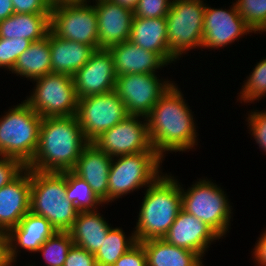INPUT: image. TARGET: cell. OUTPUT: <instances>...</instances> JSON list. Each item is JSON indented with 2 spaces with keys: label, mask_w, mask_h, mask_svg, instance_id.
Instances as JSON below:
<instances>
[{
  "label": "cell",
  "mask_w": 266,
  "mask_h": 266,
  "mask_svg": "<svg viewBox=\"0 0 266 266\" xmlns=\"http://www.w3.org/2000/svg\"><path fill=\"white\" fill-rule=\"evenodd\" d=\"M50 28L59 38L98 49V18L94 5L77 2L52 6Z\"/></svg>",
  "instance_id": "cell-10"
},
{
  "label": "cell",
  "mask_w": 266,
  "mask_h": 266,
  "mask_svg": "<svg viewBox=\"0 0 266 266\" xmlns=\"http://www.w3.org/2000/svg\"><path fill=\"white\" fill-rule=\"evenodd\" d=\"M0 118V156L12 157L27 166L36 153L42 117L25 101Z\"/></svg>",
  "instance_id": "cell-5"
},
{
  "label": "cell",
  "mask_w": 266,
  "mask_h": 266,
  "mask_svg": "<svg viewBox=\"0 0 266 266\" xmlns=\"http://www.w3.org/2000/svg\"><path fill=\"white\" fill-rule=\"evenodd\" d=\"M220 238L206 223L183 209L163 237L167 243L195 252L201 257H204L210 244Z\"/></svg>",
  "instance_id": "cell-17"
},
{
  "label": "cell",
  "mask_w": 266,
  "mask_h": 266,
  "mask_svg": "<svg viewBox=\"0 0 266 266\" xmlns=\"http://www.w3.org/2000/svg\"><path fill=\"white\" fill-rule=\"evenodd\" d=\"M191 111L178 86L173 83L146 116L151 145L162 159L166 151L185 152L197 145Z\"/></svg>",
  "instance_id": "cell-1"
},
{
  "label": "cell",
  "mask_w": 266,
  "mask_h": 266,
  "mask_svg": "<svg viewBox=\"0 0 266 266\" xmlns=\"http://www.w3.org/2000/svg\"><path fill=\"white\" fill-rule=\"evenodd\" d=\"M26 166L18 159L0 156V189L15 180Z\"/></svg>",
  "instance_id": "cell-36"
},
{
  "label": "cell",
  "mask_w": 266,
  "mask_h": 266,
  "mask_svg": "<svg viewBox=\"0 0 266 266\" xmlns=\"http://www.w3.org/2000/svg\"><path fill=\"white\" fill-rule=\"evenodd\" d=\"M32 42L24 38L6 39L0 37V68L11 71L17 58L30 47Z\"/></svg>",
  "instance_id": "cell-33"
},
{
  "label": "cell",
  "mask_w": 266,
  "mask_h": 266,
  "mask_svg": "<svg viewBox=\"0 0 266 266\" xmlns=\"http://www.w3.org/2000/svg\"><path fill=\"white\" fill-rule=\"evenodd\" d=\"M113 266H147V258L143 245L137 242Z\"/></svg>",
  "instance_id": "cell-39"
},
{
  "label": "cell",
  "mask_w": 266,
  "mask_h": 266,
  "mask_svg": "<svg viewBox=\"0 0 266 266\" xmlns=\"http://www.w3.org/2000/svg\"><path fill=\"white\" fill-rule=\"evenodd\" d=\"M113 57L117 76L123 74L155 73L157 69L168 64L153 51H147L130 40L108 49Z\"/></svg>",
  "instance_id": "cell-20"
},
{
  "label": "cell",
  "mask_w": 266,
  "mask_h": 266,
  "mask_svg": "<svg viewBox=\"0 0 266 266\" xmlns=\"http://www.w3.org/2000/svg\"><path fill=\"white\" fill-rule=\"evenodd\" d=\"M14 13L51 14V0H12Z\"/></svg>",
  "instance_id": "cell-37"
},
{
  "label": "cell",
  "mask_w": 266,
  "mask_h": 266,
  "mask_svg": "<svg viewBox=\"0 0 266 266\" xmlns=\"http://www.w3.org/2000/svg\"><path fill=\"white\" fill-rule=\"evenodd\" d=\"M172 84L155 73L123 74L116 78L115 91L129 115L146 117Z\"/></svg>",
  "instance_id": "cell-12"
},
{
  "label": "cell",
  "mask_w": 266,
  "mask_h": 266,
  "mask_svg": "<svg viewBox=\"0 0 266 266\" xmlns=\"http://www.w3.org/2000/svg\"><path fill=\"white\" fill-rule=\"evenodd\" d=\"M33 81L36 87L24 101L42 118L76 115L78 97L72 76L50 73Z\"/></svg>",
  "instance_id": "cell-9"
},
{
  "label": "cell",
  "mask_w": 266,
  "mask_h": 266,
  "mask_svg": "<svg viewBox=\"0 0 266 266\" xmlns=\"http://www.w3.org/2000/svg\"><path fill=\"white\" fill-rule=\"evenodd\" d=\"M94 9L98 18V49H109L129 40L133 10L112 0H98Z\"/></svg>",
  "instance_id": "cell-16"
},
{
  "label": "cell",
  "mask_w": 266,
  "mask_h": 266,
  "mask_svg": "<svg viewBox=\"0 0 266 266\" xmlns=\"http://www.w3.org/2000/svg\"><path fill=\"white\" fill-rule=\"evenodd\" d=\"M61 173L66 177V198L72 202L79 211H93L97 210V207L101 204L104 205L86 181L79 178L72 171Z\"/></svg>",
  "instance_id": "cell-29"
},
{
  "label": "cell",
  "mask_w": 266,
  "mask_h": 266,
  "mask_svg": "<svg viewBox=\"0 0 266 266\" xmlns=\"http://www.w3.org/2000/svg\"><path fill=\"white\" fill-rule=\"evenodd\" d=\"M78 99L115 90L116 72L108 49H96L73 76Z\"/></svg>",
  "instance_id": "cell-15"
},
{
  "label": "cell",
  "mask_w": 266,
  "mask_h": 266,
  "mask_svg": "<svg viewBox=\"0 0 266 266\" xmlns=\"http://www.w3.org/2000/svg\"><path fill=\"white\" fill-rule=\"evenodd\" d=\"M14 14L12 0H0V21Z\"/></svg>",
  "instance_id": "cell-42"
},
{
  "label": "cell",
  "mask_w": 266,
  "mask_h": 266,
  "mask_svg": "<svg viewBox=\"0 0 266 266\" xmlns=\"http://www.w3.org/2000/svg\"><path fill=\"white\" fill-rule=\"evenodd\" d=\"M30 169L0 189V231L9 232L30 211Z\"/></svg>",
  "instance_id": "cell-18"
},
{
  "label": "cell",
  "mask_w": 266,
  "mask_h": 266,
  "mask_svg": "<svg viewBox=\"0 0 266 266\" xmlns=\"http://www.w3.org/2000/svg\"><path fill=\"white\" fill-rule=\"evenodd\" d=\"M88 144L76 115L45 117L36 153L26 168L41 172L72 171Z\"/></svg>",
  "instance_id": "cell-2"
},
{
  "label": "cell",
  "mask_w": 266,
  "mask_h": 266,
  "mask_svg": "<svg viewBox=\"0 0 266 266\" xmlns=\"http://www.w3.org/2000/svg\"><path fill=\"white\" fill-rule=\"evenodd\" d=\"M129 40L147 51L157 53L167 64L177 60L169 50L166 17H133Z\"/></svg>",
  "instance_id": "cell-22"
},
{
  "label": "cell",
  "mask_w": 266,
  "mask_h": 266,
  "mask_svg": "<svg viewBox=\"0 0 266 266\" xmlns=\"http://www.w3.org/2000/svg\"><path fill=\"white\" fill-rule=\"evenodd\" d=\"M137 243L134 233L126 237L122 228H110L102 246L94 256L98 266H113L115 262Z\"/></svg>",
  "instance_id": "cell-28"
},
{
  "label": "cell",
  "mask_w": 266,
  "mask_h": 266,
  "mask_svg": "<svg viewBox=\"0 0 266 266\" xmlns=\"http://www.w3.org/2000/svg\"><path fill=\"white\" fill-rule=\"evenodd\" d=\"M254 32L238 13L236 4L230 9H215L206 5L204 10L202 48L218 49Z\"/></svg>",
  "instance_id": "cell-14"
},
{
  "label": "cell",
  "mask_w": 266,
  "mask_h": 266,
  "mask_svg": "<svg viewBox=\"0 0 266 266\" xmlns=\"http://www.w3.org/2000/svg\"><path fill=\"white\" fill-rule=\"evenodd\" d=\"M72 245L69 231H56L37 252H41L47 266H64L67 253Z\"/></svg>",
  "instance_id": "cell-30"
},
{
  "label": "cell",
  "mask_w": 266,
  "mask_h": 266,
  "mask_svg": "<svg viewBox=\"0 0 266 266\" xmlns=\"http://www.w3.org/2000/svg\"><path fill=\"white\" fill-rule=\"evenodd\" d=\"M10 256V241L7 232L0 231V266H13Z\"/></svg>",
  "instance_id": "cell-40"
},
{
  "label": "cell",
  "mask_w": 266,
  "mask_h": 266,
  "mask_svg": "<svg viewBox=\"0 0 266 266\" xmlns=\"http://www.w3.org/2000/svg\"><path fill=\"white\" fill-rule=\"evenodd\" d=\"M257 241L258 242L253 249V256L256 259L255 262H258L257 264L259 266H266V230Z\"/></svg>",
  "instance_id": "cell-41"
},
{
  "label": "cell",
  "mask_w": 266,
  "mask_h": 266,
  "mask_svg": "<svg viewBox=\"0 0 266 266\" xmlns=\"http://www.w3.org/2000/svg\"><path fill=\"white\" fill-rule=\"evenodd\" d=\"M90 2L88 0H51L52 6L62 3Z\"/></svg>",
  "instance_id": "cell-44"
},
{
  "label": "cell",
  "mask_w": 266,
  "mask_h": 266,
  "mask_svg": "<svg viewBox=\"0 0 266 266\" xmlns=\"http://www.w3.org/2000/svg\"><path fill=\"white\" fill-rule=\"evenodd\" d=\"M51 73L73 76L90 59L95 49L89 45L57 37L49 32Z\"/></svg>",
  "instance_id": "cell-23"
},
{
  "label": "cell",
  "mask_w": 266,
  "mask_h": 266,
  "mask_svg": "<svg viewBox=\"0 0 266 266\" xmlns=\"http://www.w3.org/2000/svg\"><path fill=\"white\" fill-rule=\"evenodd\" d=\"M55 232L56 229L46 218L29 211L17 226L8 232L12 261L16 262L15 259H17L16 256L19 251L17 247L36 253Z\"/></svg>",
  "instance_id": "cell-21"
},
{
  "label": "cell",
  "mask_w": 266,
  "mask_h": 266,
  "mask_svg": "<svg viewBox=\"0 0 266 266\" xmlns=\"http://www.w3.org/2000/svg\"><path fill=\"white\" fill-rule=\"evenodd\" d=\"M242 87L239 99L245 103L254 102L266 95V58L256 64Z\"/></svg>",
  "instance_id": "cell-32"
},
{
  "label": "cell",
  "mask_w": 266,
  "mask_h": 266,
  "mask_svg": "<svg viewBox=\"0 0 266 266\" xmlns=\"http://www.w3.org/2000/svg\"><path fill=\"white\" fill-rule=\"evenodd\" d=\"M205 7L202 0H172L166 15L167 40L176 59L190 49L202 47Z\"/></svg>",
  "instance_id": "cell-8"
},
{
  "label": "cell",
  "mask_w": 266,
  "mask_h": 266,
  "mask_svg": "<svg viewBox=\"0 0 266 266\" xmlns=\"http://www.w3.org/2000/svg\"><path fill=\"white\" fill-rule=\"evenodd\" d=\"M112 157L89 143L80 154L72 172L86 181L96 196L108 203V177Z\"/></svg>",
  "instance_id": "cell-19"
},
{
  "label": "cell",
  "mask_w": 266,
  "mask_h": 266,
  "mask_svg": "<svg viewBox=\"0 0 266 266\" xmlns=\"http://www.w3.org/2000/svg\"><path fill=\"white\" fill-rule=\"evenodd\" d=\"M30 211L46 218L56 231H69L80 212L66 198V177L30 170Z\"/></svg>",
  "instance_id": "cell-4"
},
{
  "label": "cell",
  "mask_w": 266,
  "mask_h": 266,
  "mask_svg": "<svg viewBox=\"0 0 266 266\" xmlns=\"http://www.w3.org/2000/svg\"><path fill=\"white\" fill-rule=\"evenodd\" d=\"M172 0H138L133 10L134 17L160 18L166 17Z\"/></svg>",
  "instance_id": "cell-34"
},
{
  "label": "cell",
  "mask_w": 266,
  "mask_h": 266,
  "mask_svg": "<svg viewBox=\"0 0 266 266\" xmlns=\"http://www.w3.org/2000/svg\"><path fill=\"white\" fill-rule=\"evenodd\" d=\"M163 160L157 152L112 157L108 177V203L143 186L147 188L152 185L162 175L160 163Z\"/></svg>",
  "instance_id": "cell-6"
},
{
  "label": "cell",
  "mask_w": 266,
  "mask_h": 266,
  "mask_svg": "<svg viewBox=\"0 0 266 266\" xmlns=\"http://www.w3.org/2000/svg\"><path fill=\"white\" fill-rule=\"evenodd\" d=\"M93 143L111 157L156 152L149 139L147 119L140 115H128L124 120L106 130Z\"/></svg>",
  "instance_id": "cell-13"
},
{
  "label": "cell",
  "mask_w": 266,
  "mask_h": 266,
  "mask_svg": "<svg viewBox=\"0 0 266 266\" xmlns=\"http://www.w3.org/2000/svg\"><path fill=\"white\" fill-rule=\"evenodd\" d=\"M174 176L162 174L148 186L133 231L136 241L162 239L182 209L181 187Z\"/></svg>",
  "instance_id": "cell-3"
},
{
  "label": "cell",
  "mask_w": 266,
  "mask_h": 266,
  "mask_svg": "<svg viewBox=\"0 0 266 266\" xmlns=\"http://www.w3.org/2000/svg\"><path fill=\"white\" fill-rule=\"evenodd\" d=\"M181 187L182 209L212 228L223 238L229 230L232 206L224 191L211 180H199L188 190Z\"/></svg>",
  "instance_id": "cell-7"
},
{
  "label": "cell",
  "mask_w": 266,
  "mask_h": 266,
  "mask_svg": "<svg viewBox=\"0 0 266 266\" xmlns=\"http://www.w3.org/2000/svg\"><path fill=\"white\" fill-rule=\"evenodd\" d=\"M140 243L145 249L147 266H203L199 254L169 244L163 238Z\"/></svg>",
  "instance_id": "cell-26"
},
{
  "label": "cell",
  "mask_w": 266,
  "mask_h": 266,
  "mask_svg": "<svg viewBox=\"0 0 266 266\" xmlns=\"http://www.w3.org/2000/svg\"><path fill=\"white\" fill-rule=\"evenodd\" d=\"M112 1L114 3H118L119 5L127 7L131 10H134L136 8L137 3H138V0H112Z\"/></svg>",
  "instance_id": "cell-43"
},
{
  "label": "cell",
  "mask_w": 266,
  "mask_h": 266,
  "mask_svg": "<svg viewBox=\"0 0 266 266\" xmlns=\"http://www.w3.org/2000/svg\"><path fill=\"white\" fill-rule=\"evenodd\" d=\"M64 266H98L93 253L84 248L72 245L69 249Z\"/></svg>",
  "instance_id": "cell-38"
},
{
  "label": "cell",
  "mask_w": 266,
  "mask_h": 266,
  "mask_svg": "<svg viewBox=\"0 0 266 266\" xmlns=\"http://www.w3.org/2000/svg\"><path fill=\"white\" fill-rule=\"evenodd\" d=\"M238 13L254 31H266V0H237Z\"/></svg>",
  "instance_id": "cell-31"
},
{
  "label": "cell",
  "mask_w": 266,
  "mask_h": 266,
  "mask_svg": "<svg viewBox=\"0 0 266 266\" xmlns=\"http://www.w3.org/2000/svg\"><path fill=\"white\" fill-rule=\"evenodd\" d=\"M11 72L28 80H35L51 73L49 33L42 40L30 44V47L17 58Z\"/></svg>",
  "instance_id": "cell-27"
},
{
  "label": "cell",
  "mask_w": 266,
  "mask_h": 266,
  "mask_svg": "<svg viewBox=\"0 0 266 266\" xmlns=\"http://www.w3.org/2000/svg\"><path fill=\"white\" fill-rule=\"evenodd\" d=\"M251 136L254 137L259 147L266 152V111H251L247 118Z\"/></svg>",
  "instance_id": "cell-35"
},
{
  "label": "cell",
  "mask_w": 266,
  "mask_h": 266,
  "mask_svg": "<svg viewBox=\"0 0 266 266\" xmlns=\"http://www.w3.org/2000/svg\"><path fill=\"white\" fill-rule=\"evenodd\" d=\"M97 212V210L80 211L69 230L73 244L93 254L102 246L111 228Z\"/></svg>",
  "instance_id": "cell-24"
},
{
  "label": "cell",
  "mask_w": 266,
  "mask_h": 266,
  "mask_svg": "<svg viewBox=\"0 0 266 266\" xmlns=\"http://www.w3.org/2000/svg\"><path fill=\"white\" fill-rule=\"evenodd\" d=\"M115 90L78 99L76 118L89 143L128 116Z\"/></svg>",
  "instance_id": "cell-11"
},
{
  "label": "cell",
  "mask_w": 266,
  "mask_h": 266,
  "mask_svg": "<svg viewBox=\"0 0 266 266\" xmlns=\"http://www.w3.org/2000/svg\"><path fill=\"white\" fill-rule=\"evenodd\" d=\"M51 14L14 13L0 21V37L24 38L31 42L42 40L50 32Z\"/></svg>",
  "instance_id": "cell-25"
}]
</instances>
